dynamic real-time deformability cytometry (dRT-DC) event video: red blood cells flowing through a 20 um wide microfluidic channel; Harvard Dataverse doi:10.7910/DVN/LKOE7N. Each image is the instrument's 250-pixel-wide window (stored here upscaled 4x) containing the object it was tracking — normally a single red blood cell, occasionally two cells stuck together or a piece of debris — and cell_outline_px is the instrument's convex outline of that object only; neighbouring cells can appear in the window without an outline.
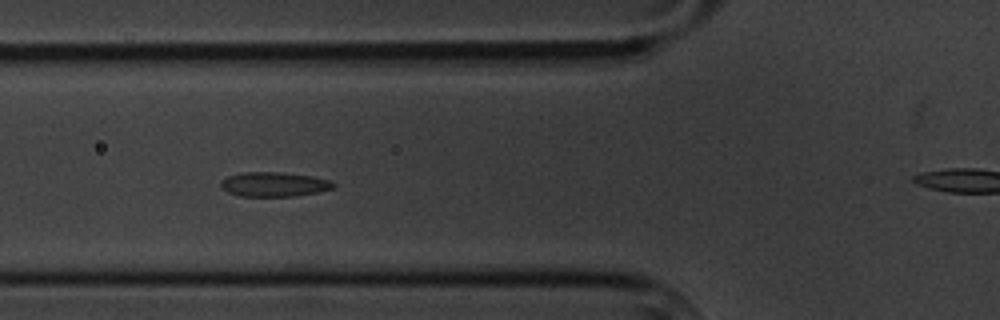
{"species": "common noctule bat (a hibernating species)", "species_latin": "Nyctalus noctula", "temperature_condition": "cold", "stored_images_in_passage": 4, "segment_of_instrument_passage": [1, 2], "camera_frame_rate_fps": 3000, "um_per_image_px": 0.085, "animal": {"sex": "male", "body_mass_g": 20.1, "forearm_length_mm": 53.5}, "frame": {"image": 1, "passage_image": 3, "time_ms": 2.333, "image_size_px": [1000, 320], "cell_outline_px": [[336, 184], [332, 188], [316, 192], [292, 196], [240, 196], [228, 192], [220, 188], [220, 184], [228, 176], [240, 172], [276, 172], [312, 176], [332, 180]], "centroid_in_image_um": [23.28, 15.66], "position_along_channel_um": 102.5, "area_um2": 15.95}}